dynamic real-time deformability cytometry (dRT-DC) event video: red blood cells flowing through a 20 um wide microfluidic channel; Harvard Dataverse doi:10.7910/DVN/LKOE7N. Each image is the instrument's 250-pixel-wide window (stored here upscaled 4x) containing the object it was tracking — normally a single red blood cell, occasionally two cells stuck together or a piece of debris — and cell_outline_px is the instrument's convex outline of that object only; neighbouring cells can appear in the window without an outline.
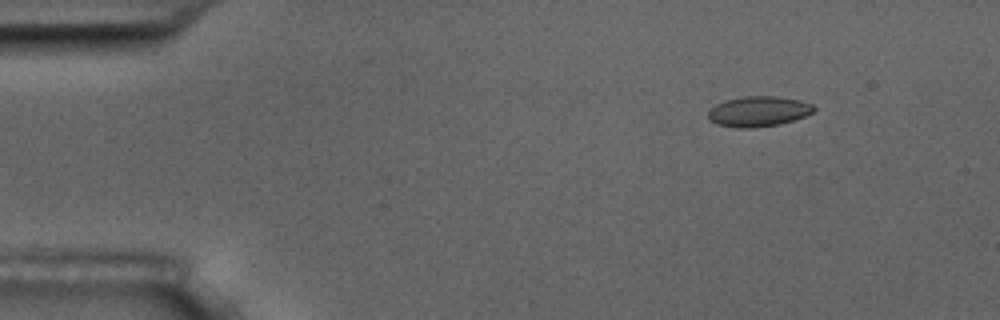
{"species": "common noctule bat (a hibernating species)", "species_latin": "Nyctalus noctula", "temperature_condition": "room temperature", "stored_images_in_passage": 7, "camera_frame_rate_fps": 3000, "um_per_image_px": 0.085, "animal": {"sex": "male", "body_mass_g": 17.5, "forearm_length_mm": 52.3}, "frame": {"image": 1, "passage_image": 2, "time_ms": 1.333, "image_size_px": [1000, 320], "cell_outline_px": [[816, 108], [812, 112], [804, 116], [780, 124], [752, 128], [736, 128], [716, 124], [708, 120], [708, 112], [716, 104], [728, 100], [744, 96], [776, 96], [800, 100], [812, 104]], "centroid_in_image_um": [64.45, 9.47], "position_along_channel_um": 20.5, "area_um2": 18.61}}
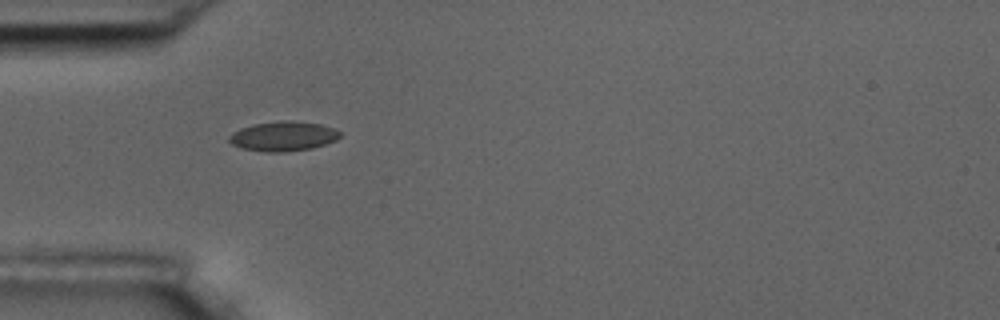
{"frame": {"image": 2, "passage_image": 5, "time_ms": 4.667, "image_size_px": [1000, 320], "cell_outline_px": [[340, 136], [336, 140], [312, 148], [284, 152], [268, 152], [240, 148], [232, 144], [228, 140], [228, 136], [232, 132], [240, 128], [252, 124], [284, 120], [288, 120], [320, 124], [332, 128], [340, 132]], "centroid_in_image_um": [24.03, 11.58], "position_along_channel_um": 61.0, "area_um2": 19.13}}
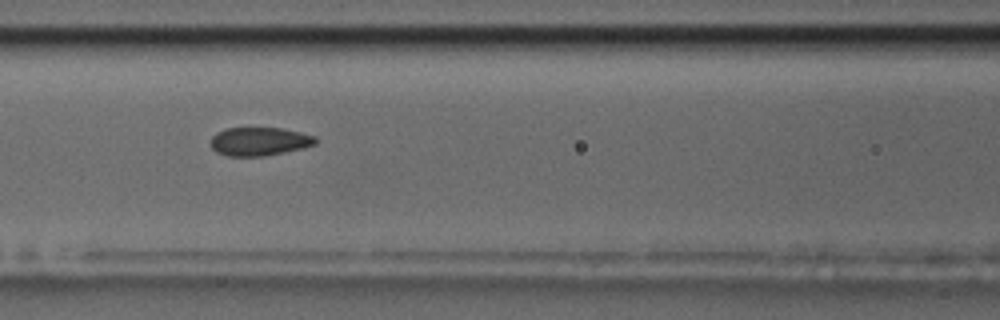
{"frame": {"image": 3, "passage_image": 7, "time_ms": 7.0, "image_size_px": [1000, 320], "cell_outline_px": [[316, 144], [284, 152], [264, 156], [228, 156], [216, 152], [208, 144], [212, 136], [216, 132], [224, 128], [284, 128], [316, 136]], "centroid_in_image_um": [21.99, 12.01], "position_along_channel_um": 144.6, "area_um2": 17.51}}